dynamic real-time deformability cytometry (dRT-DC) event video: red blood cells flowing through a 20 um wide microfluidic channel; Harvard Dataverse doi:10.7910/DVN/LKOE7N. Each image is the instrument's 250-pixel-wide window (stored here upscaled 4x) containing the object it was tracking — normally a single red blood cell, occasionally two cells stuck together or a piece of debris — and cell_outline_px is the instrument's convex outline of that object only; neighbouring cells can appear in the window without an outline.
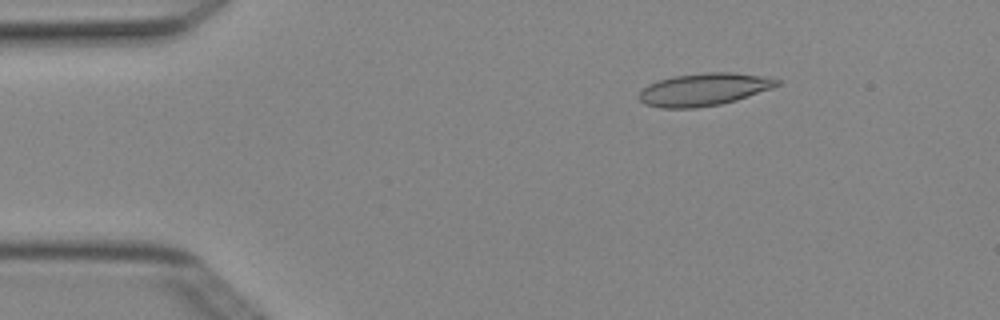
{"species": "Egyptian fruit bat (a non-hibernating species)", "species_latin": "Rousettus aegyptiacus", "temperature_condition": "cold", "stored_images_in_passage": 4, "camera_frame_rate_fps": 3000, "um_per_image_px": 0.085, "animal": {"sex": "female"}, "frame": {"image": 1, "passage_image": 2, "time_ms": 0.333, "image_size_px": [1000, 320], "cell_outline_px": [[780, 84], [772, 88], [736, 100], [720, 104], [696, 108], [660, 108], [644, 104], [640, 100], [640, 92], [648, 84], [672, 76], [708, 72], [732, 72], [760, 76], [780, 80]], "centroid_in_image_um": [59.81, 7.61], "position_along_channel_um": 25.2, "area_um2": 25.95}}
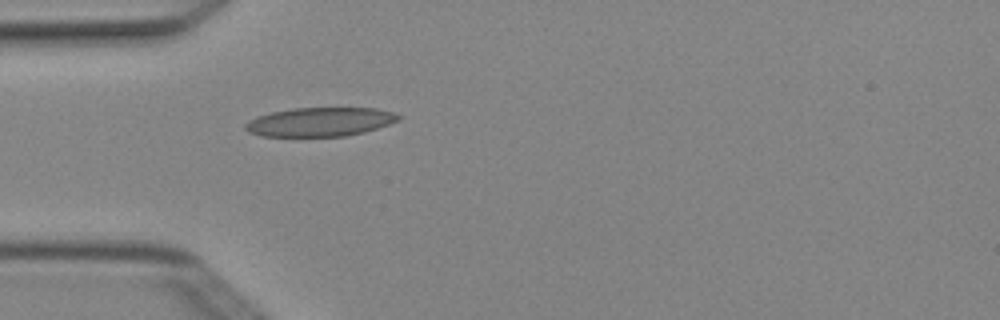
{"frame": {"image": 2, "passage_image": 4, "time_ms": 1.0, "image_size_px": [1000, 320], "cell_outline_px": [[404, 116], [400, 120], [364, 132], [344, 136], [260, 136], [248, 132], [244, 128], [244, 124], [256, 116], [272, 112], [292, 108], [376, 108], [392, 112]], "centroid_in_image_um": [27.2, 10.36], "position_along_channel_um": 57.8, "area_um2": 25.84}}